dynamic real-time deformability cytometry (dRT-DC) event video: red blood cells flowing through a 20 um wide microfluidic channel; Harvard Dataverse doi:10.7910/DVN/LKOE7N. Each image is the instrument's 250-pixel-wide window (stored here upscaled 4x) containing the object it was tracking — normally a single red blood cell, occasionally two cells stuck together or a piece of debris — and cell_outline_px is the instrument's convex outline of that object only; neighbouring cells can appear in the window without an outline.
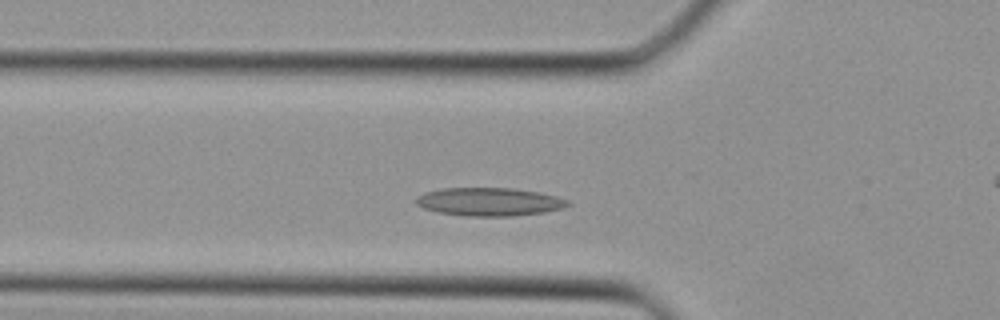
{"species": "Egyptian fruit bat (a non-hibernating species)", "species_latin": "Rousettus aegyptiacus", "temperature_condition": "cold", "stored_images_in_passage": 33, "camera_frame_rate_fps": 3000, "um_per_image_px": 0.085, "animal": {"sex": "female"}, "frame": {"image": 1, "passage_image": 6, "time_ms": 1.667, "image_size_px": [1000, 320], "cell_outline_px": [[568, 204], [564, 208], [544, 212], [512, 216], [468, 216], [440, 212], [424, 208], [416, 204], [416, 196], [424, 192], [444, 188], [512, 188], [536, 192], [556, 196], [568, 200]], "centroid_in_image_um": [41.57, 17.15], "position_along_channel_um": 84.2, "area_um2": 24.74}}
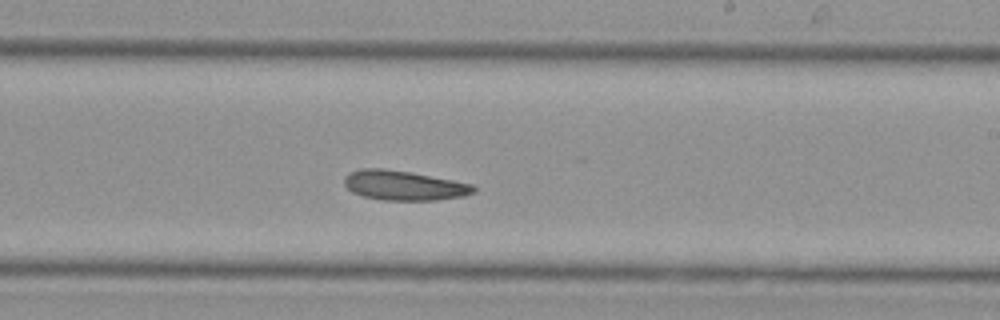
{"frame": {"image": 2, "passage_image": 16, "time_ms": 5.0, "image_size_px": [1000, 320], "cell_outline_px": [[476, 192], [464, 196], [436, 200], [380, 200], [364, 196], [352, 192], [344, 184], [344, 176], [348, 172], [360, 168], [380, 168], [412, 172], [472, 184], [476, 188]], "centroid_in_image_um": [34.31, 15.76], "position_along_channel_um": 254.7, "area_um2": 22.48}}
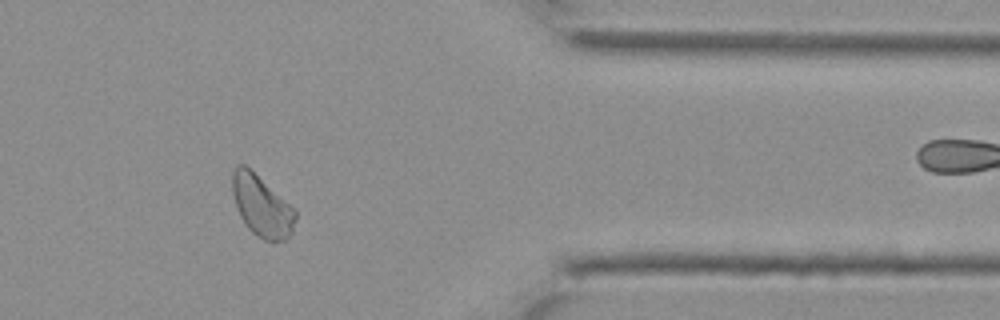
{"frame": {"image": 3, "passage_image": 25, "time_ms": 8.0, "image_size_px": [1000, 320], "cell_outline_px": [[296, 220], [292, 232], [284, 240], [272, 244], [264, 240], [252, 232], [248, 228], [240, 216], [232, 192], [232, 172], [236, 164], [244, 164], [296, 208]], "centroid_in_image_um": [22.27, 17.53], "position_along_channel_um": 389.1, "area_um2": 22.66}}